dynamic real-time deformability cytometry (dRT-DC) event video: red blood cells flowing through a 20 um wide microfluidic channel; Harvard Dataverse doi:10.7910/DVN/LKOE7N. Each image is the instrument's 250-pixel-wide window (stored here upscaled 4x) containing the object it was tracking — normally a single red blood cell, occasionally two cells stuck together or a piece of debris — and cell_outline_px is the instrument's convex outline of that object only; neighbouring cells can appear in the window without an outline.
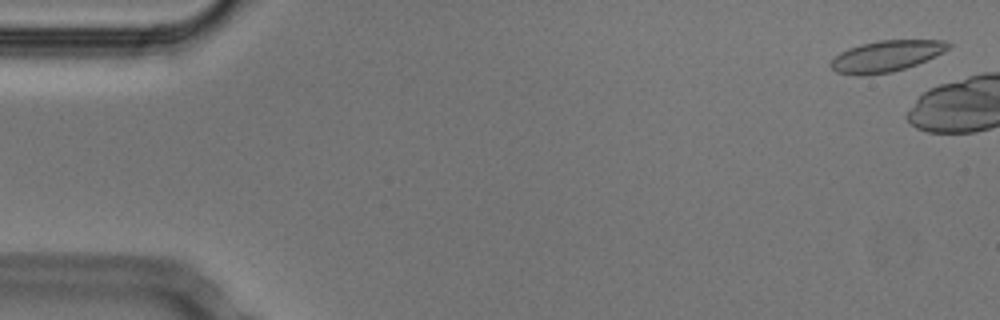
{"species": "Egyptian fruit bat (a non-hibernating species)", "species_latin": "Rousettus aegyptiacus", "temperature_condition": "cold", "stored_images_in_passage": 6, "camera_frame_rate_fps": 3000, "um_per_image_px": 0.085, "animal": {"sex": "male"}, "frame": {"image": 1, "passage_image": 2, "time_ms": 0.333, "image_size_px": [1000, 320], "cell_outline_px": [[952, 44], [944, 52], [916, 64], [892, 72], [860, 76], [836, 72], [828, 64], [840, 52], [848, 48], [860, 44], [880, 40], [944, 40]], "centroid_in_image_um": [75.3, 4.77], "position_along_channel_um": 9.7, "area_um2": 21.27}}